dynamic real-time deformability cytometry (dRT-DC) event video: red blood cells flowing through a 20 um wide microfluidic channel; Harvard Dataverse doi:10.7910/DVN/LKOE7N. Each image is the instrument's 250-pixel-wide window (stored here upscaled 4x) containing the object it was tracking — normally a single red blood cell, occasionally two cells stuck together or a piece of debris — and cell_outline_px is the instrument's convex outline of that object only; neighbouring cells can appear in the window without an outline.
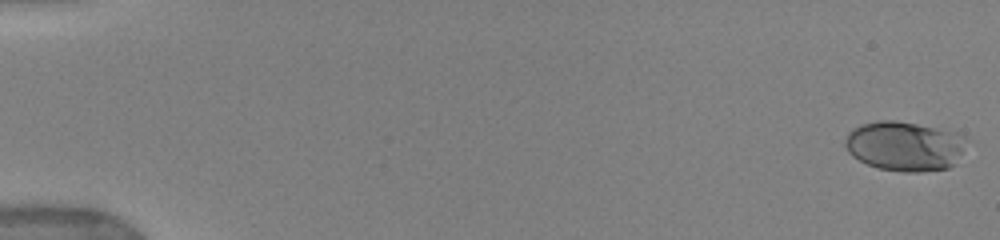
{"species": "human", "species_latin": "Homo sapiens", "temperature_condition": "warm", "stored_images_in_passage": 53, "camera_frame_rate_fps": 3000, "um_per_image_px": 0.085, "donor": {"sex": "female"}, "frame": {"image": 1, "passage_image": 1, "time_ms": 0.0, "image_size_px": [1000, 240], "cell_outline_px": [[972, 140], [956, 164], [948, 168], [920, 172], [904, 172], [876, 168], [852, 156], [848, 152], [844, 144], [844, 140], [848, 132], [852, 128], [860, 124], [876, 120], [896, 120], [956, 132], [968, 136]], "centroid_in_image_um": [76.95, 12.41], "position_along_channel_um": 8.0, "area_um2": 36.01}}
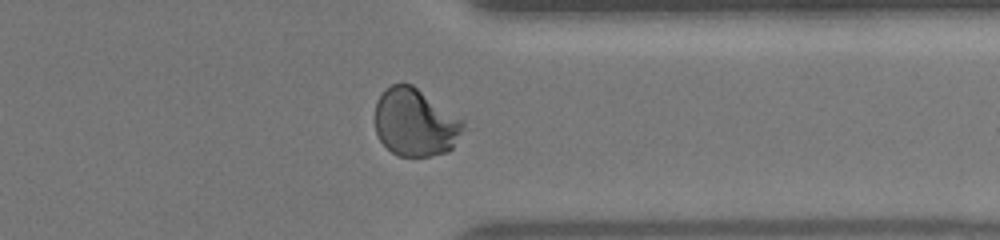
{"frame": {"image": 2, "passage_image": 43, "time_ms": 13.667, "image_size_px": [1000, 240], "cell_outline_px": [[464, 128], [452, 148], [448, 152], [432, 156], [400, 156], [392, 152], [380, 140], [376, 132], [376, 100], [384, 88], [392, 84], [412, 84], [464, 120]], "centroid_in_image_um": [35.29, 10.41], "position_along_channel_um": 376.1, "area_um2": 34.8}}
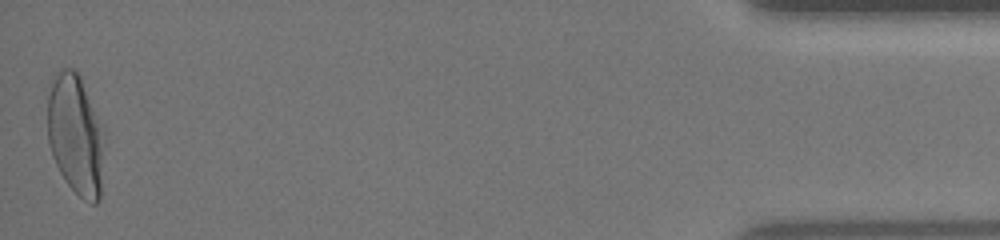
{"frame": {"image": 3, "passage_image": 53, "time_ms": 17.0, "image_size_px": [1000, 240], "cell_outline_px": [[104, 132], [100, 200], [96, 204], [92, 204], [84, 200], [68, 184], [60, 172], [52, 156], [48, 140], [48, 80], [56, 72], [64, 68], [72, 68], [80, 76]], "centroid_in_image_um": [6.4, 11.43], "position_along_channel_um": 428.8, "area_um2": 39.88}, "authors_computed_cell_mechanics": {"area_um2": 35.2002, "velocity_mm_per_s": 3.9341, "shape_relaxation_time_tau1_ms": 4.5718, "shape_relaxation_time_tau2_ms": null, "deformation_change_tau1": 0.2029, "deformation_change_tau2": null}}